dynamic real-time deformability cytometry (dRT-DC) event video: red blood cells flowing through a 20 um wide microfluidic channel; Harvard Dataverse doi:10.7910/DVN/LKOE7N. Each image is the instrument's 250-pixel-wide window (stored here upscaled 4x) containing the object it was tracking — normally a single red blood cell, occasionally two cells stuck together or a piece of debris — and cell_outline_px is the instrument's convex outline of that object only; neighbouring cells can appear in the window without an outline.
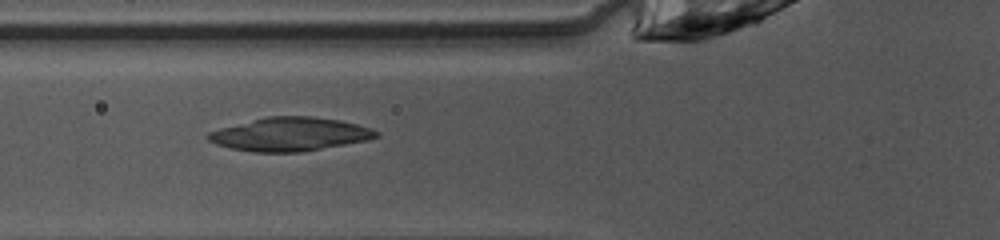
{"species": "common noctule bat (a hibernating species)", "species_latin": "Nyctalus noctula", "temperature_condition": "warm", "stored_images_in_passage": 30, "camera_frame_rate_fps": 3000, "um_per_image_px": 0.085, "animal": {"sex": "female", "body_mass_g": 10.0, "forearm_length_mm": 53.1}, "frame": {"image": 1, "passage_image": 4, "time_ms": 1.0, "image_size_px": [1000, 240], "cell_outline_px": [[380, 136], [368, 140], [300, 152], [252, 152], [232, 148], [216, 144], [208, 140], [204, 136], [208, 132], [220, 128], [268, 116], [312, 116], [340, 120], [372, 128], [380, 132]], "centroid_in_image_um": [24.66, 11.41], "position_along_channel_um": 101.1, "area_um2": 32.77}}
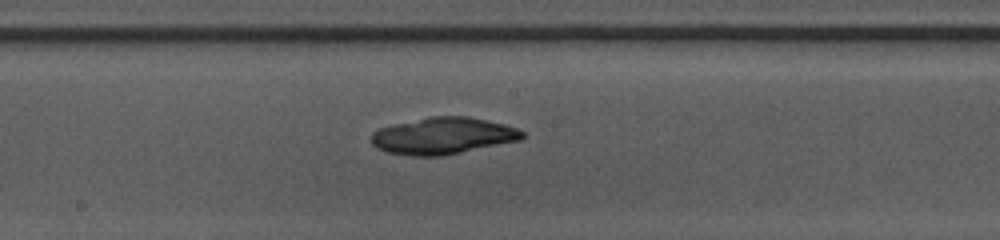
{"frame": {"image": 2, "passage_image": 12, "time_ms": 3.667, "image_size_px": [1000, 240], "cell_outline_px": [[524, 136], [520, 140], [444, 156], [412, 156], [388, 152], [376, 148], [368, 140], [372, 132], [380, 128], [392, 124], [432, 116], [468, 116], [504, 124], [516, 128], [524, 132]], "centroid_in_image_um": [37.61, 11.55], "position_along_channel_um": 210.6, "area_um2": 32.48}}
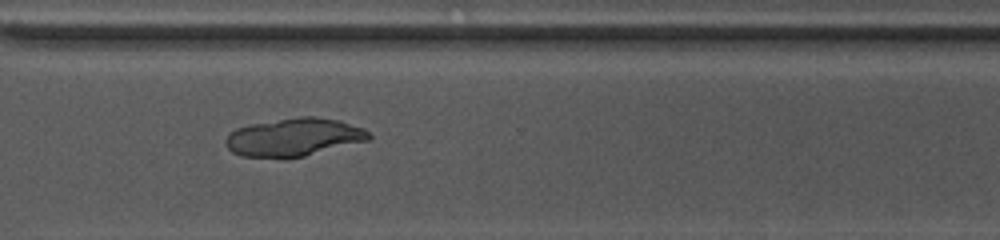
{"frame": {"image": 3, "passage_image": 22, "time_ms": 7.0, "image_size_px": [1000, 240], "cell_outline_px": [[372, 136], [368, 140], [304, 156], [284, 160], [240, 156], [232, 152], [228, 148], [224, 140], [236, 128], [248, 124], [300, 116], [316, 116], [340, 120], [364, 128]], "centroid_in_image_um": [24.95, 11.68], "position_along_channel_um": 345.6, "area_um2": 32.25}}